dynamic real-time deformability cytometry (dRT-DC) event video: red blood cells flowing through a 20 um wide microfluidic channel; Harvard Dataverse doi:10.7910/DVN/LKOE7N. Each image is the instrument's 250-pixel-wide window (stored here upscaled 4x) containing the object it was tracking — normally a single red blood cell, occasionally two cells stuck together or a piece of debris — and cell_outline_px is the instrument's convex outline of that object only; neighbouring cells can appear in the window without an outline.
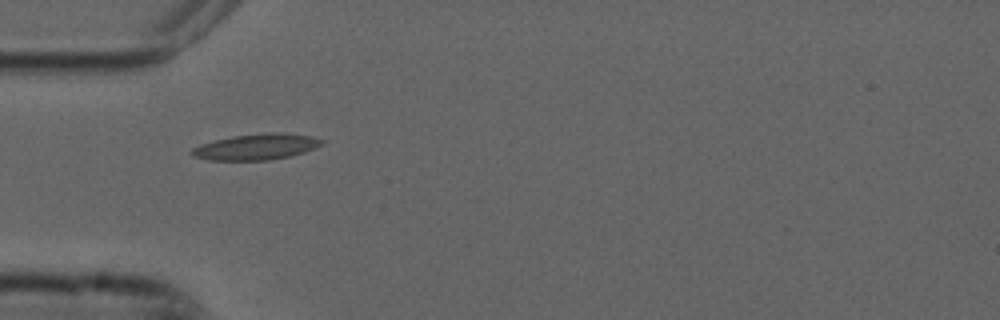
{"species": "common noctule bat (a hibernating species)", "species_latin": "Nyctalus noctula", "temperature_condition": "cold", "stored_images_in_passage": 2, "camera_frame_rate_fps": 3000, "um_per_image_px": 0.085, "animal": {"sex": "male", "forearm_length_mm": 52.5}, "frame": {"image": 1, "passage_image": 1, "time_ms": 0.0, "image_size_px": [1000, 320], "cell_outline_px": [[324, 144], [316, 148], [304, 152], [288, 156], [268, 160], [208, 160], [192, 156], [188, 152], [192, 148], [200, 144], [232, 136], [268, 132], [284, 132], [312, 136], [324, 140]], "centroid_in_image_um": [21.79, 12.47], "position_along_channel_um": 63.2, "area_um2": 19.83}}
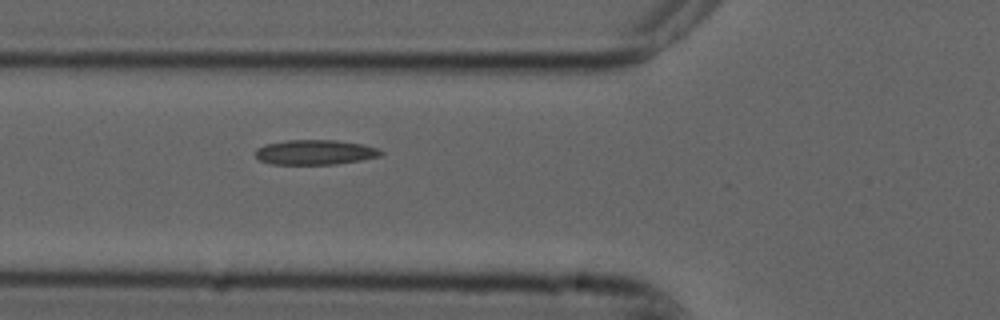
{"frame": {"image": 2, "passage_image": 2, "time_ms": 0.333, "image_size_px": [1000, 320], "cell_outline_px": [[384, 152], [380, 156], [360, 160], [336, 164], [272, 164], [260, 160], [256, 156], [256, 148], [264, 144], [288, 140], [336, 140], [360, 144], [376, 148]], "centroid_in_image_um": [26.75, 12.94], "position_along_channel_um": 99.0, "area_um2": 18.03}}